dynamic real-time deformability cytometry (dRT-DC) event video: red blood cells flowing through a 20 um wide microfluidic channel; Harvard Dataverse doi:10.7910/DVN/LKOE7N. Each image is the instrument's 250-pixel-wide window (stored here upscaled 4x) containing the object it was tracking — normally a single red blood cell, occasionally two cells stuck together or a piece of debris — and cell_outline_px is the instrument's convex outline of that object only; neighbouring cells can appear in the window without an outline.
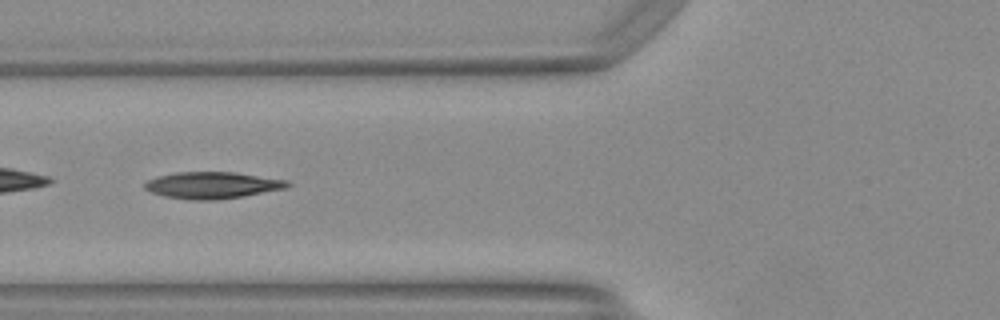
{"species": "Egyptian fruit bat (a non-hibernating species)", "species_latin": "Rousettus aegyptiacus", "temperature_condition": "warm", "stored_images_in_passage": 36, "camera_frame_rate_fps": 3000, "um_per_image_px": 0.085, "animal": {"sex": "female"}, "frame": {"image": 1, "passage_image": 6, "time_ms": 1.667, "image_size_px": [1000, 320], "cell_outline_px": [[292, 184], [288, 188], [244, 196], [216, 200], [192, 200], [164, 196], [152, 192], [144, 188], [144, 184], [148, 180], [156, 176], [176, 172], [236, 172], [288, 180]], "centroid_in_image_um": [18.08, 15.74], "position_along_channel_um": 107.7, "area_um2": 22.37}, "authors_computed_cell_mechanics": {"area_um2": 21.1837, "velocity_mm_per_s": 4.1775, "shape_relaxation_time_tau1_ms": 4.0929, "shape_relaxation_time_tau2_ms": 10.758, "deformation_change_tau1": 0.1742, "deformation_change_tau2": 0.2405}}